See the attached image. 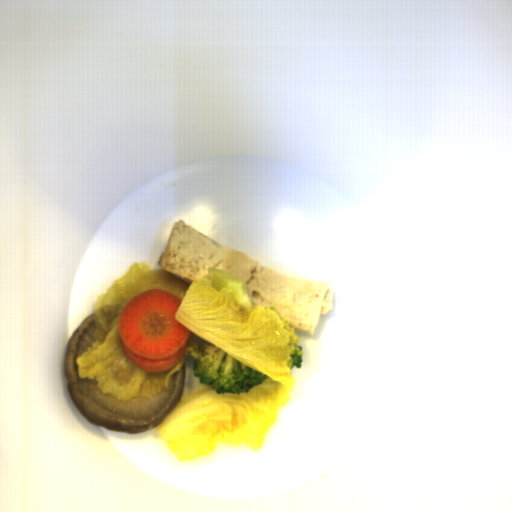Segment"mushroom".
<instances>
[{
	"label": "mushroom",
	"instance_id": "obj_1",
	"mask_svg": "<svg viewBox=\"0 0 512 512\" xmlns=\"http://www.w3.org/2000/svg\"><path fill=\"white\" fill-rule=\"evenodd\" d=\"M97 329L94 312L74 330L67 345L63 372L67 379L68 395L79 413L92 425L128 434H141L156 427L182 400L186 379V365L182 361L177 371L169 376V386L150 398L137 396L119 402L116 396L104 394L96 379L81 378L77 357L88 352L97 343L93 333Z\"/></svg>",
	"mask_w": 512,
	"mask_h": 512
}]
</instances>
